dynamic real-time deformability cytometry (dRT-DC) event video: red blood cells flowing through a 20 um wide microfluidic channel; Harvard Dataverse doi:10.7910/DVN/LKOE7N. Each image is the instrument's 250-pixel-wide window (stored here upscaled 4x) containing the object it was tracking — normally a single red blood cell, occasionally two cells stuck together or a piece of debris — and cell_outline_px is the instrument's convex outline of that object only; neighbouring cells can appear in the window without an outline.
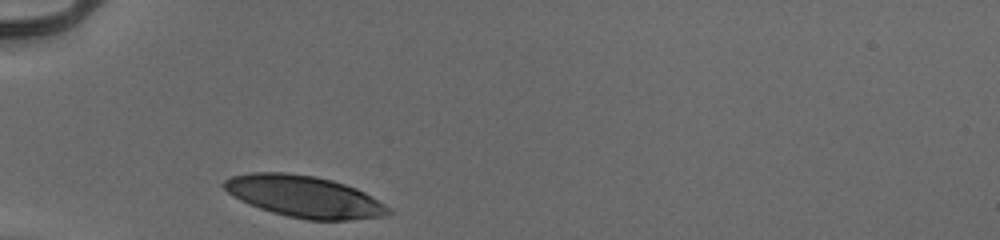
{"species": "human", "species_latin": "Homo sapiens", "temperature_condition": "cold", "stored_images_in_passage": 28, "camera_frame_rate_fps": 3000, "um_per_image_px": 0.085, "donor": {"sex": "male"}, "frame": {"image": 1, "passage_image": 1, "time_ms": 0.0, "image_size_px": [1000, 240], "cell_outline_px": [[392, 212], [388, 216], [348, 220], [308, 220], [288, 216], [272, 212], [248, 204], [232, 196], [220, 184], [224, 180], [232, 176], [252, 172], [288, 172], [316, 176], [332, 180], [356, 188], [364, 192], [384, 204]], "centroid_in_image_um": [25.84, 16.7], "position_along_channel_um": 59.2, "area_um2": 39.94}}
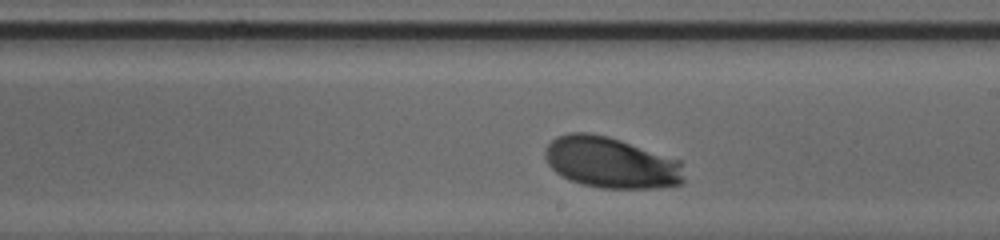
{"frame": {"image": 2, "passage_image": 16, "time_ms": 5.0, "image_size_px": [1000, 240], "cell_outline_px": [[684, 184], [656, 188], [600, 188], [580, 184], [568, 180], [556, 172], [548, 164], [544, 156], [544, 148], [556, 136], [568, 132], [588, 132], [608, 136], [680, 160], [684, 180]], "centroid_in_image_um": [51.9, 13.82], "position_along_channel_um": 237.1, "area_um2": 41.67}}
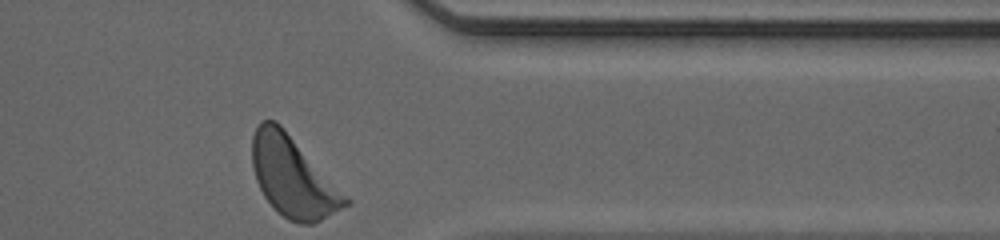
{"frame": {"image": 3, "passage_image": 28, "time_ms": 9.0, "image_size_px": [1000, 240], "cell_outline_px": [[352, 204], [312, 224], [300, 224], [288, 220], [276, 212], [264, 196], [256, 180], [252, 164], [252, 136], [260, 120], [276, 120], [284, 128], [352, 200]], "centroid_in_image_um": [24.91, 15.05], "position_along_channel_um": 386.5, "area_um2": 43.75}, "authors_computed_cell_mechanics": {"area_um2": 41.0091, "velocity_mm_per_s": 3.8568, "shape_relaxation_time_tau1_ms": 1.0239, "shape_relaxation_time_tau2_ms": null, "deformation_change_tau1": 0.1076, "deformation_change_tau2": null}}